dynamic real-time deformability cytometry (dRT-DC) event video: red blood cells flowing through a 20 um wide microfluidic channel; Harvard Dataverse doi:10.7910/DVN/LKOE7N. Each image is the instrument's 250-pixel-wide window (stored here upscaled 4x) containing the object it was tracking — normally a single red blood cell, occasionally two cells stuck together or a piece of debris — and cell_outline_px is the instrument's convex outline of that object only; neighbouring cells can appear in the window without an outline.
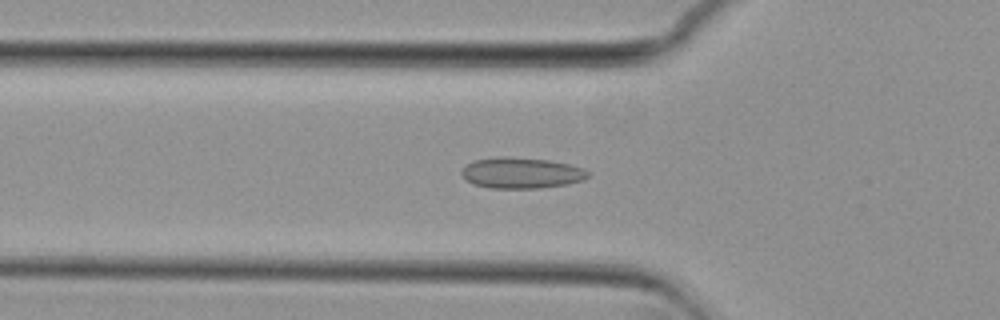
{"species": "common noctule bat (a hibernating species)", "species_latin": "Nyctalus noctula", "temperature_condition": "cold", "stored_images_in_passage": 39, "camera_frame_rate_fps": 3000, "um_per_image_px": 0.085, "animal": {"sex": "female", "body_mass_g": 29.2, "forearm_length_mm": 56.3}, "frame": {"image": 1, "passage_image": 2, "time_ms": 0.333, "image_size_px": [1000, 320], "cell_outline_px": [[588, 176], [584, 180], [568, 184], [540, 188], [488, 188], [472, 184], [464, 180], [460, 172], [468, 164], [476, 160], [496, 156], [504, 156], [548, 160], [568, 164], [584, 168], [588, 172]], "centroid_in_image_um": [44.29, 14.71], "position_along_channel_um": 81.5, "area_um2": 22.89}}
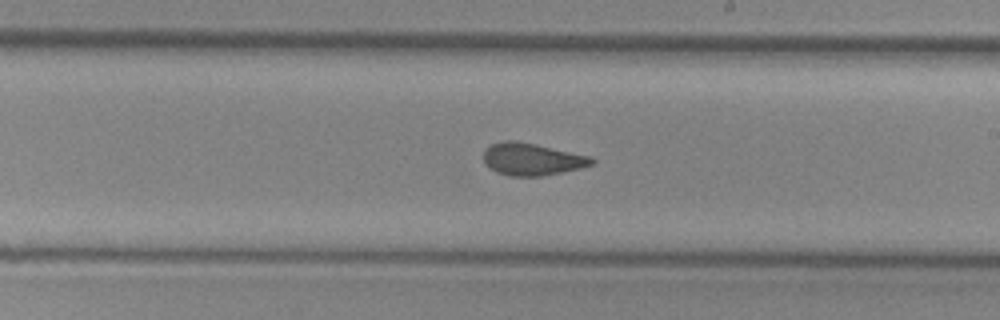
{"frame": {"image": 2, "passage_image": 15, "time_ms": 4.667, "image_size_px": [1000, 320], "cell_outline_px": [[596, 164], [580, 168], [540, 176], [508, 176], [496, 172], [488, 168], [484, 160], [484, 148], [492, 144], [504, 140], [516, 140], [592, 156], [596, 160]], "centroid_in_image_um": [45.22, 13.53], "position_along_channel_um": 243.8, "area_um2": 20.52}}
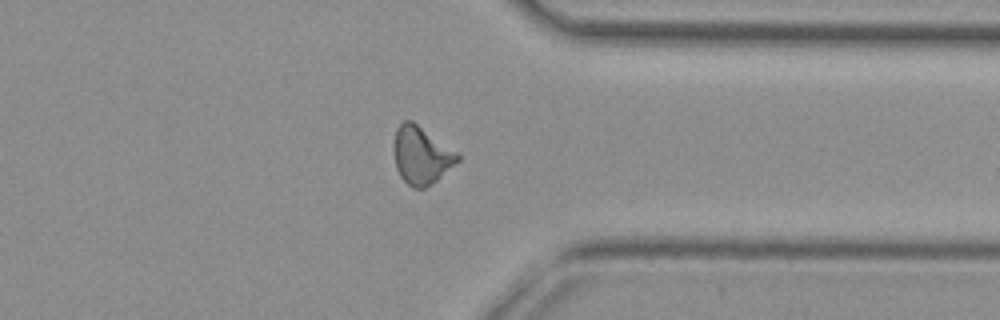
{"frame": {"image": 3, "passage_image": 26, "time_ms": 8.333, "image_size_px": [1000, 320], "cell_outline_px": [[460, 160], [436, 180], [424, 188], [412, 188], [400, 176], [396, 168], [396, 128], [404, 120], [412, 120], [456, 152], [460, 156]], "centroid_in_image_um": [35.83, 13.21], "position_along_channel_um": 375.6, "area_um2": 20.69}}